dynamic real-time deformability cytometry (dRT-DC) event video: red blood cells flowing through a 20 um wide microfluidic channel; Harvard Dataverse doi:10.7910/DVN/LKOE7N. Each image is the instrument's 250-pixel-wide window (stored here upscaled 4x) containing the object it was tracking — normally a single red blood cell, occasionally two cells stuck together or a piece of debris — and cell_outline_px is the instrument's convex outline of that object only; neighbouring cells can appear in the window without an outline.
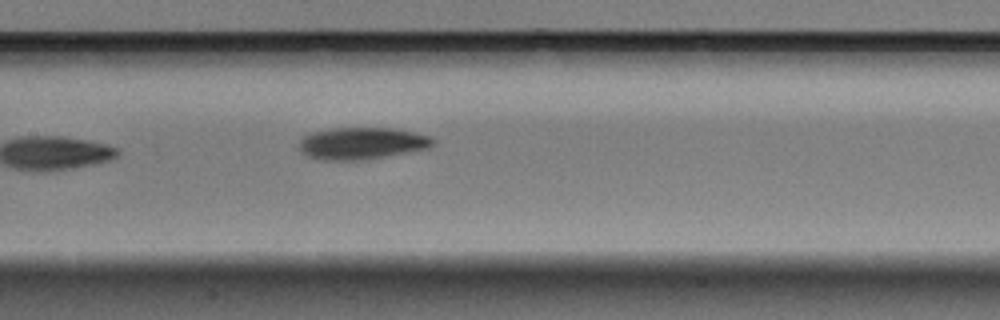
{"species": "Egyptian fruit bat (a non-hibernating species)", "species_latin": "Rousettus aegyptiacus", "temperature_condition": "warm", "stored_images_in_passage": 4, "camera_frame_rate_fps": 3000, "um_per_image_px": 0.085, "animal": {"sex": "male"}, "frame": {"image": 1, "passage_image": 4, "time_ms": 1.0, "image_size_px": [1000, 320], "cell_outline_px": [[436, 140], [428, 148], [368, 160], [320, 160], [308, 156], [300, 148], [300, 140], [304, 136], [312, 132], [332, 128], [396, 128], [416, 132], [432, 136]], "centroid_in_image_um": [30.81, 12.18], "position_along_channel_um": 176.6, "area_um2": 25.09}}